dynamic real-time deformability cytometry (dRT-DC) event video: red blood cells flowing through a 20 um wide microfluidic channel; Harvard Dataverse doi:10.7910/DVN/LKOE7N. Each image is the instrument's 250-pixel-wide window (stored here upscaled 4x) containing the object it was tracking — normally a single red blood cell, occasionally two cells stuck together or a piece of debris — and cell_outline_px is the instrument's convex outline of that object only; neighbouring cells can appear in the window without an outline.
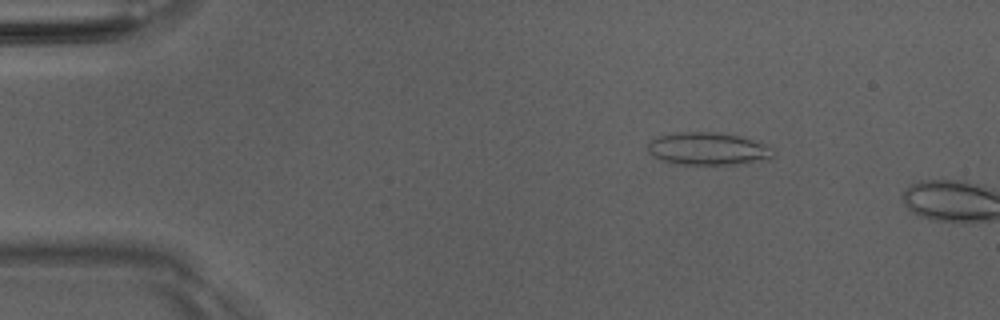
{"species": "Egyptian fruit bat (a non-hibernating species)", "species_latin": "Rousettus aegyptiacus", "temperature_condition": "room temperature", "stored_images_in_passage": 10, "camera_frame_rate_fps": 3000, "um_per_image_px": 0.085, "animal": {"sex": "male"}, "frame": {"image": 1, "passage_image": 7, "time_ms": 2.0, "image_size_px": [1000, 320], "cell_outline_px": [[776, 148], [772, 156], [744, 164], [680, 164], [660, 160], [652, 156], [648, 152], [648, 140], [656, 136], [676, 132], [716, 132], [740, 136], [772, 144]], "centroid_in_image_um": [60.19, 12.63], "position_along_channel_um": 24.8, "area_um2": 24.28}}